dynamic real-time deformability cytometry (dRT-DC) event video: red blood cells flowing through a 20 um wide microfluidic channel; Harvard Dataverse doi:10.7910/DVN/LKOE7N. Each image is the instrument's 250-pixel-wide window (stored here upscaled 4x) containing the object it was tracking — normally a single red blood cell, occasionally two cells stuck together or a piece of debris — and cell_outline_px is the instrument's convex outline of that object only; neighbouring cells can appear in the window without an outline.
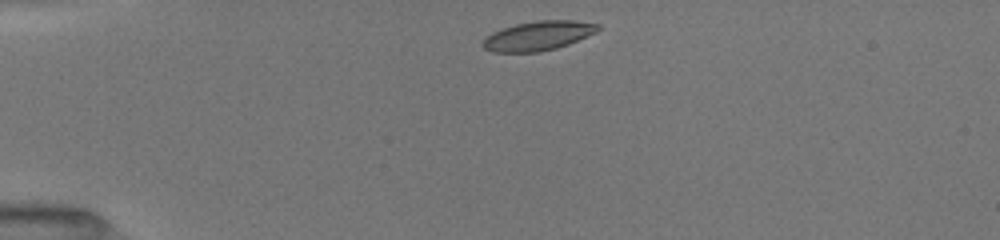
{"species": "common noctule bat (a hibernating species)", "species_latin": "Nyctalus noctula", "temperature_condition": "room temperature", "stored_images_in_passage": 14, "camera_frame_rate_fps": 3000, "um_per_image_px": 0.085, "animal": {"sex": "female", "body_mass_g": 19.5, "forearm_length_mm": 54.1}, "frame": {"image": 1, "passage_image": 1, "time_ms": 0.0, "image_size_px": [1000, 240], "cell_outline_px": [[600, 28], [596, 32], [568, 44], [556, 48], [540, 52], [492, 52], [484, 48], [480, 44], [492, 32], [516, 24], [536, 20], [572, 20], [600, 24]], "centroid_in_image_um": [45.74, 3.04], "position_along_channel_um": 39.3, "area_um2": 19.59}}
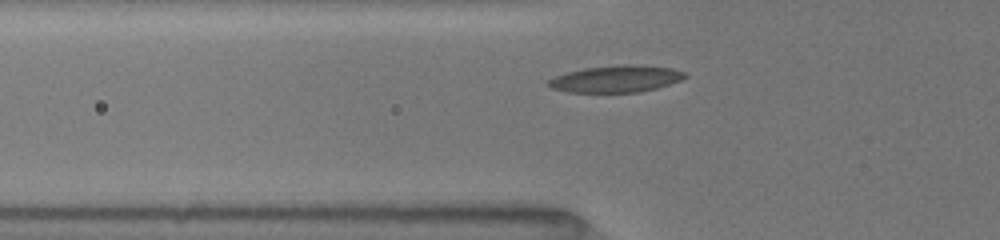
{"frame": {"image": 2, "passage_image": 10, "time_ms": 2.0, "image_size_px": [1000, 240], "cell_outline_px": [[688, 76], [680, 80], [656, 88], [640, 92], [568, 92], [552, 88], [548, 84], [548, 80], [556, 76], [568, 72], [584, 68], [620, 64], [636, 64], [672, 68], [684, 72]], "centroid_in_image_um": [52.38, 6.69], "position_along_channel_um": 73.4, "area_um2": 21.27}}
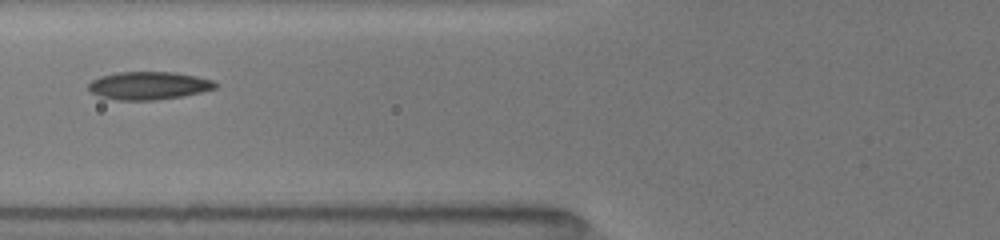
{"frame": {"image": 3, "passage_image": 13, "time_ms": 3.0, "image_size_px": [1000, 240], "cell_outline_px": [[220, 84], [216, 88], [184, 96], [152, 100], [116, 100], [100, 96], [92, 92], [88, 88], [88, 84], [92, 80], [100, 76], [116, 72], [176, 72], [196, 76], [212, 80]], "centroid_in_image_um": [12.65, 7.27], "position_along_channel_um": 113.1, "area_um2": 20.69}}